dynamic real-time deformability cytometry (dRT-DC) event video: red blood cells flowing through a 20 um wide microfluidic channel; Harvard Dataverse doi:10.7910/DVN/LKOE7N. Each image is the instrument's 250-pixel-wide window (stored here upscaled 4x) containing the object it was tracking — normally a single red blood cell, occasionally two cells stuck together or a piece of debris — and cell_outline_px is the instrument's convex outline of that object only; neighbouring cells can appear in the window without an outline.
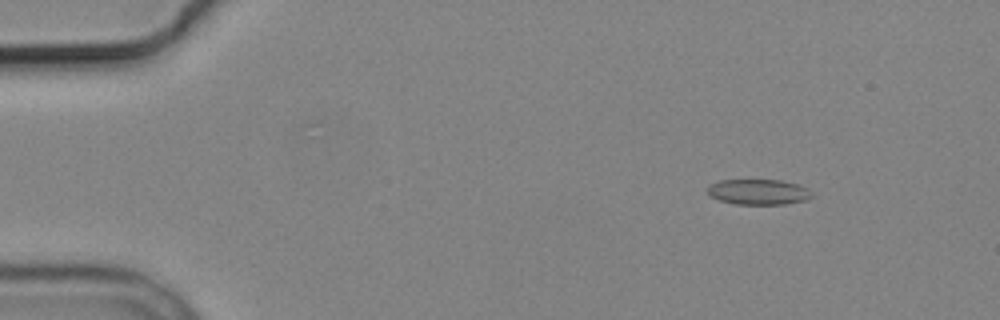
{"species": "common noctule bat (a hibernating species)", "species_latin": "Nyctalus noctula", "temperature_condition": "cold", "stored_images_in_passage": 9, "camera_frame_rate_fps": 3000, "um_per_image_px": 0.085, "animal": {"sex": "male", "body_mass_g": 19.2, "forearm_length_mm": 51.8}, "frame": {"image": 1, "passage_image": 2, "time_ms": 2.0, "image_size_px": [1000, 320], "cell_outline_px": [[816, 196], [808, 200], [784, 204], [736, 204], [720, 200], [712, 196], [708, 192], [708, 184], [720, 180], [780, 180], [796, 184], [808, 188]], "centroid_in_image_um": [64.52, 16.31], "position_along_channel_um": 20.5, "area_um2": 15.55}}
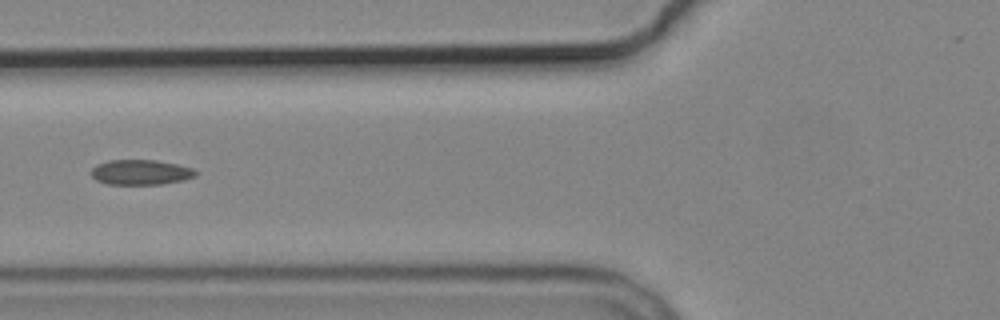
{"frame": {"image": 2, "passage_image": 6, "time_ms": 7.0, "image_size_px": [1000, 320], "cell_outline_px": [[196, 176], [184, 180], [160, 184], [108, 184], [96, 180], [92, 176], [92, 168], [96, 164], [108, 160], [156, 160], [176, 164], [192, 168], [196, 172]], "centroid_in_image_um": [11.94, 14.64], "position_along_channel_um": 113.9, "area_um2": 15.2}}
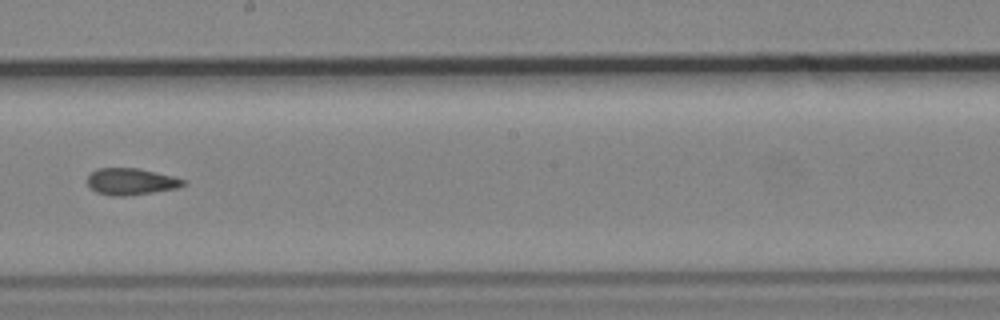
{"frame": {"image": 3, "passage_image": 9, "time_ms": 10.333, "image_size_px": [1000, 320], "cell_outline_px": [[188, 184], [176, 188], [152, 192], [124, 196], [112, 196], [96, 192], [88, 184], [88, 176], [96, 168], [140, 168], [188, 180]], "centroid_in_image_um": [11.17, 15.42], "position_along_channel_um": 237.0, "area_um2": 14.91}}